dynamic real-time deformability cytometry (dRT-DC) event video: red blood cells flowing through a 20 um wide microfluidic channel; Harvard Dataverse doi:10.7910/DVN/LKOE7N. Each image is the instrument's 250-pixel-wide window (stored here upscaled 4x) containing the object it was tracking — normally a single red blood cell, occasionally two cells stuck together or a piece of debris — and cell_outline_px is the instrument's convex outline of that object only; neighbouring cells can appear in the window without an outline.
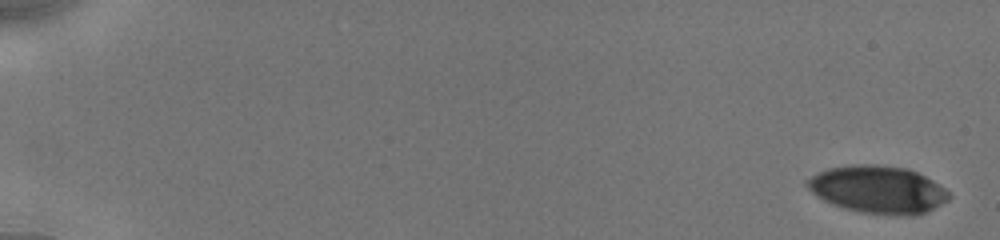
{"species": "human", "species_latin": "Homo sapiens", "temperature_condition": "cold", "stored_images_in_passage": 9, "camera_frame_rate_fps": 3000, "um_per_image_px": 0.085, "donor": {"sex": "male"}, "frame": {"image": 1, "passage_image": 1, "time_ms": 0.0, "image_size_px": [1000, 240], "cell_outline_px": [[952, 196], [948, 200], [928, 212], [916, 216], [892, 216], [856, 212], [832, 204], [816, 196], [804, 184], [804, 180], [828, 168], [852, 164], [876, 164], [908, 168], [932, 180], [944, 188]], "centroid_in_image_um": [74.62, 16.13], "position_along_channel_um": 10.4, "area_um2": 39.82}}
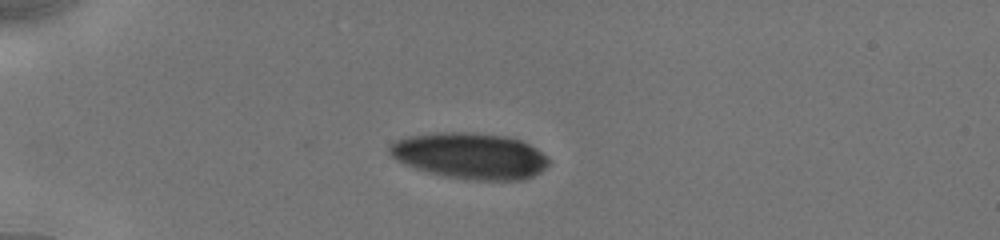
{"frame": {"image": 2, "passage_image": 7, "time_ms": 4.667, "image_size_px": [1000, 240], "cell_outline_px": [[552, 160], [540, 172], [532, 176], [520, 180], [476, 180], [444, 176], [428, 172], [416, 168], [396, 160], [388, 152], [388, 148], [396, 140], [408, 136], [440, 132], [472, 132], [508, 136], [520, 140], [536, 148], [548, 156]], "centroid_in_image_um": [39.98, 13.24], "position_along_channel_um": 45.0, "area_um2": 42.83}}